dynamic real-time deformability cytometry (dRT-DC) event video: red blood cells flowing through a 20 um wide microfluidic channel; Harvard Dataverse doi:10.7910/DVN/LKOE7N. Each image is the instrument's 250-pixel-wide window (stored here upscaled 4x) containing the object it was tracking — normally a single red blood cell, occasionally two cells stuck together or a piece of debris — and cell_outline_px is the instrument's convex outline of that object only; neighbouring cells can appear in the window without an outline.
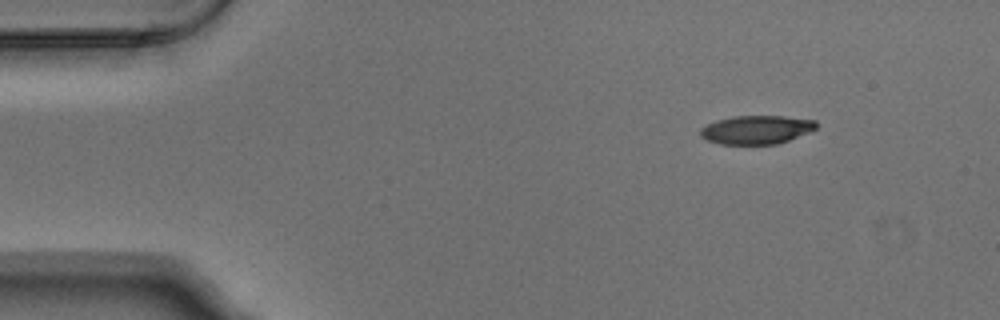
{"species": "Egyptian fruit bat (a non-hibernating species)", "species_latin": "Rousettus aegyptiacus", "temperature_condition": "warm", "stored_images_in_passage": 3, "camera_frame_rate_fps": 3000, "um_per_image_px": 0.085, "animal": {"sex": "male"}, "frame": {"image": 1, "passage_image": 1, "time_ms": 0.0, "image_size_px": [1000, 320], "cell_outline_px": [[816, 128], [808, 132], [788, 140], [776, 144], [720, 144], [708, 140], [700, 136], [700, 128], [704, 124], [716, 120], [732, 116], [784, 116], [816, 120]], "centroid_in_image_um": [64.25, 11.02], "position_along_channel_um": 20.8, "area_um2": 19.31}}
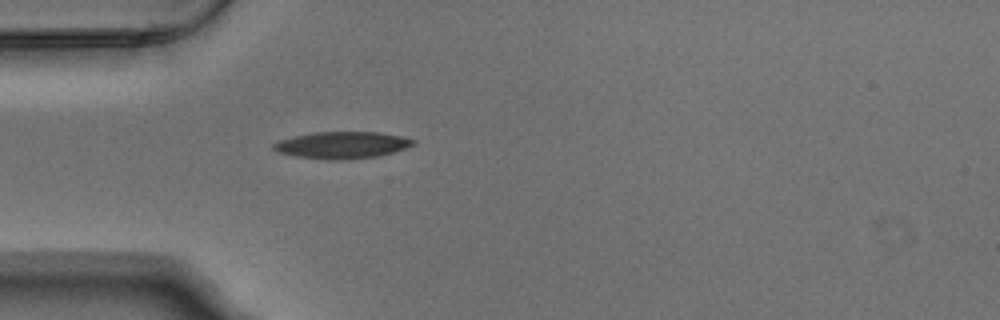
{"frame": {"image": 2, "passage_image": 3, "time_ms": 0.667, "image_size_px": [1000, 320], "cell_outline_px": [[416, 140], [412, 144], [404, 148], [392, 152], [376, 156], [348, 160], [324, 160], [296, 156], [276, 152], [272, 148], [272, 144], [280, 140], [292, 136], [312, 132], [380, 132], [400, 136]], "centroid_in_image_um": [29.0, 12.33], "position_along_channel_um": 56.0, "area_um2": 21.91}}